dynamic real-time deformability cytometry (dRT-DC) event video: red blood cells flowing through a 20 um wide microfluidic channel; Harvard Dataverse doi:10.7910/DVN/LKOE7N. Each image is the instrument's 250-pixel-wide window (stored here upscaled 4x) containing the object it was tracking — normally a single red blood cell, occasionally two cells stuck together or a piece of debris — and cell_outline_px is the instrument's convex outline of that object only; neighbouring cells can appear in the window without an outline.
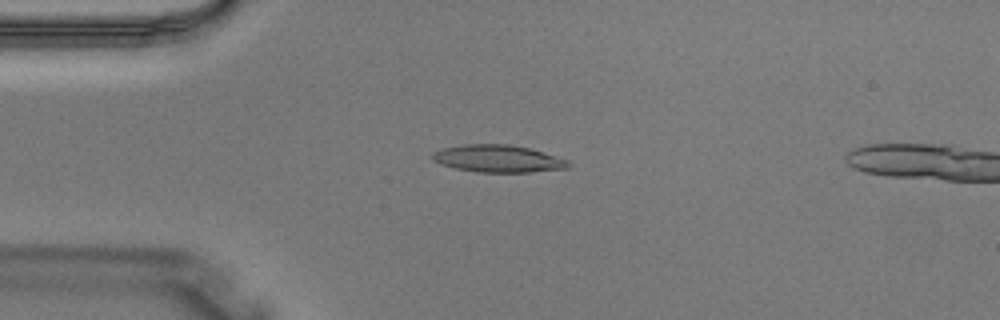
{"species": "Egyptian fruit bat (a non-hibernating species)", "species_latin": "Rousettus aegyptiacus", "temperature_condition": "warm", "stored_images_in_passage": 4, "camera_frame_rate_fps": 3000, "um_per_image_px": 0.085, "animal": {"sex": "male"}, "frame": {"image": 1, "passage_image": 3, "time_ms": 0.667, "image_size_px": [1000, 320], "cell_outline_px": [[572, 164], [568, 168], [528, 172], [476, 172], [456, 168], [440, 164], [432, 160], [432, 152], [444, 148], [464, 144], [508, 144], [528, 148], [568, 160]], "centroid_in_image_um": [42.31, 13.49], "position_along_channel_um": 42.7, "area_um2": 21.5}}